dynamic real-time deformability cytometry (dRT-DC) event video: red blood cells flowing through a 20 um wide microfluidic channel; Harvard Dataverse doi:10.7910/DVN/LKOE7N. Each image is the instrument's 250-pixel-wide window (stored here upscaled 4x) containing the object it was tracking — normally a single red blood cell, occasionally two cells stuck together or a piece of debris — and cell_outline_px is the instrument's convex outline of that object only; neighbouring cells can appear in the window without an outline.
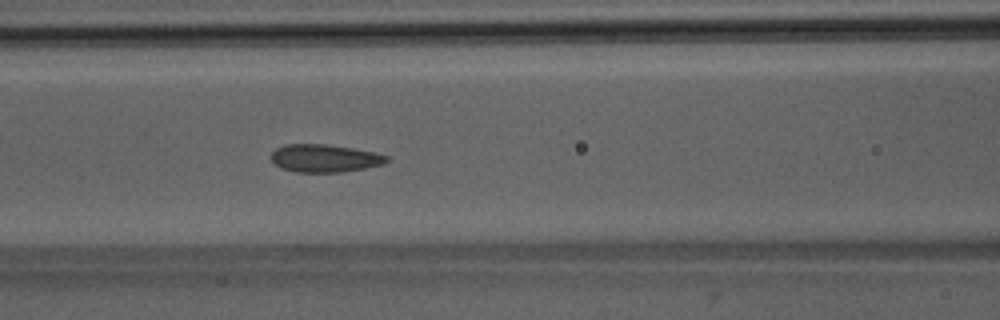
{"species": "Egyptian fruit bat (a non-hibernating species)", "species_latin": "Rousettus aegyptiacus", "temperature_condition": "room temperature", "stored_images_in_passage": 43, "camera_frame_rate_fps": 3000, "um_per_image_px": 0.085, "animal": {"sex": "male"}, "frame": {"image": 1, "passage_image": 14, "time_ms": 4.333, "image_size_px": [1000, 320], "cell_outline_px": [[388, 160], [384, 164], [364, 168], [340, 172], [296, 172], [280, 168], [272, 160], [272, 152], [276, 148], [284, 144], [328, 144], [376, 152], [388, 156]], "centroid_in_image_um": [27.6, 13.44], "position_along_channel_um": 139.0, "area_um2": 18.73}}
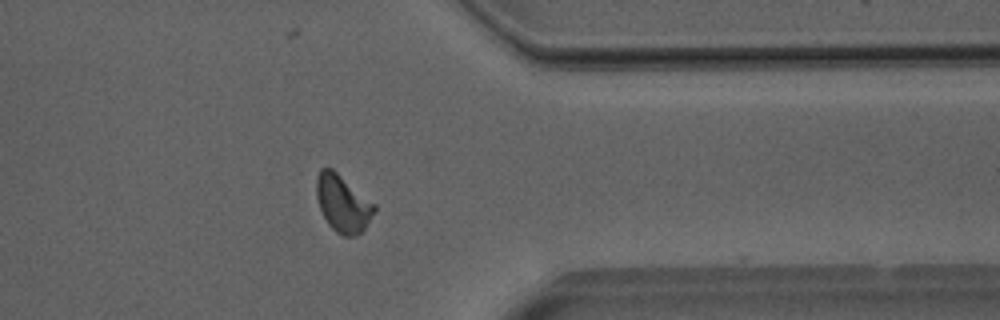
{"frame": {"image": 2, "passage_image": 33, "time_ms": 10.667, "image_size_px": [1000, 320], "cell_outline_px": [[376, 212], [364, 228], [356, 236], [344, 236], [336, 232], [328, 224], [320, 208], [316, 196], [316, 176], [320, 168], [332, 168], [376, 204]], "centroid_in_image_um": [29.14, 17.28], "position_along_channel_um": 382.3, "area_um2": 19.31}}
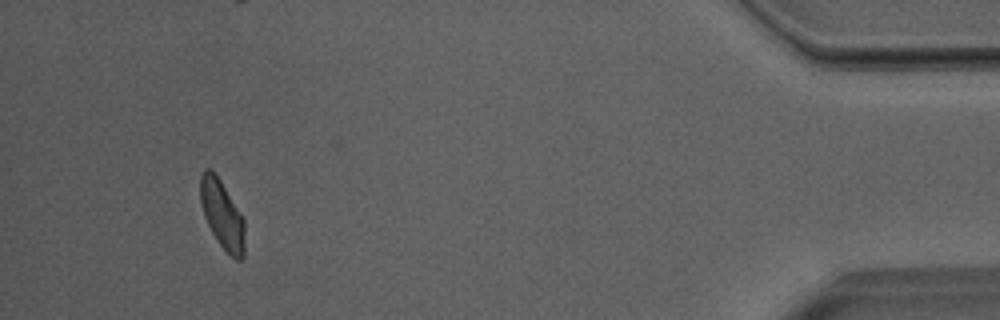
{"frame": {"image": 3, "passage_image": 40, "time_ms": 13.0, "image_size_px": [1000, 320], "cell_outline_px": [[244, 256], [240, 260], [236, 260], [216, 240], [204, 216], [200, 204], [200, 176], [204, 168], [212, 168], [244, 216]], "centroid_in_image_um": [18.88, 18.19], "position_along_channel_um": 416.3, "area_um2": 17.86}, "authors_computed_cell_mechanics": {"area_um2": 18.785, "velocity_mm_per_s": 3.9838, "shape_relaxation_time_tau1_ms": 8.4218, "shape_relaxation_time_tau2_ms": 1.0148, "deformation_change_tau1": 0.1772, "deformation_change_tau2": 0.0501}}